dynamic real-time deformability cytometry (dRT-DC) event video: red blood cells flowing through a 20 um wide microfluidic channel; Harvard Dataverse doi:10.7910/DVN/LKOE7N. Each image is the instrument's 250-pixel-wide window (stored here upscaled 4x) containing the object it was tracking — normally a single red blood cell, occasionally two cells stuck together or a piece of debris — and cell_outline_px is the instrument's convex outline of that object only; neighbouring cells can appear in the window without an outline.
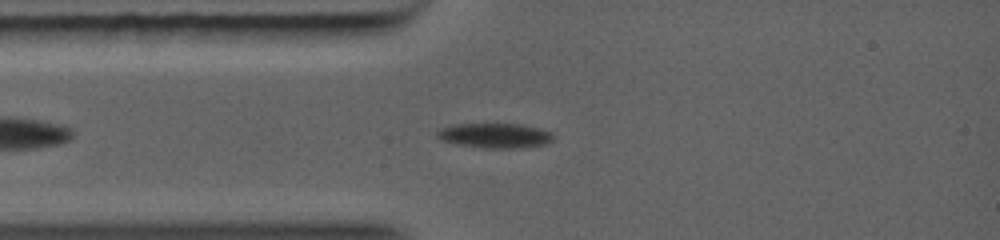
{"species": "common noctule bat (a hibernating species)", "species_latin": "Nyctalus noctula", "temperature_condition": "warm", "stored_images_in_passage": 22, "camera_frame_rate_fps": 5000, "um_per_image_px": 0.085, "animal": {"sex": "female", "body_mass_g": 19.0, "forearm_length_mm": 56.7}, "frame": {"image": 1, "passage_image": 8, "time_ms": 1.8, "image_size_px": [1000, 240], "cell_outline_px": [[552, 140], [544, 144], [520, 148], [484, 148], [456, 144], [440, 140], [436, 136], [436, 132], [440, 128], [452, 124], [520, 124], [540, 128], [552, 132]], "centroid_in_image_um": [42.02, 11.52], "position_along_channel_um": 43.0, "area_um2": 16.88}}
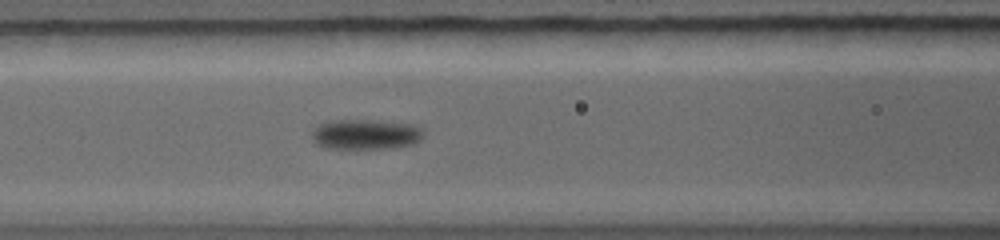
{"frame": {"image": 2, "passage_image": 16, "time_ms": 3.8, "image_size_px": [1000, 240], "cell_outline_px": [[424, 136], [420, 140], [412, 144], [388, 148], [324, 148], [316, 144], [312, 140], [312, 128], [316, 124], [328, 120], [376, 120], [412, 124], [420, 128], [424, 132]], "centroid_in_image_um": [31.02, 11.4], "position_along_channel_um": 135.6, "area_um2": 19.88}}
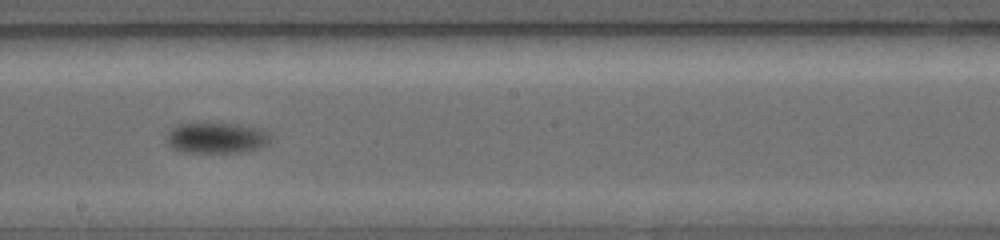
{"frame": {"image": 3, "passage_image": 21, "time_ms": 5.8, "image_size_px": [1000, 240], "cell_outline_px": [[268, 144], [256, 148], [240, 152], [184, 152], [172, 148], [168, 140], [168, 132], [172, 128], [180, 124], [208, 120], [240, 124], [256, 128], [264, 132], [268, 136]], "centroid_in_image_um": [18.34, 11.67], "position_along_channel_um": 229.9, "area_um2": 18.79}}